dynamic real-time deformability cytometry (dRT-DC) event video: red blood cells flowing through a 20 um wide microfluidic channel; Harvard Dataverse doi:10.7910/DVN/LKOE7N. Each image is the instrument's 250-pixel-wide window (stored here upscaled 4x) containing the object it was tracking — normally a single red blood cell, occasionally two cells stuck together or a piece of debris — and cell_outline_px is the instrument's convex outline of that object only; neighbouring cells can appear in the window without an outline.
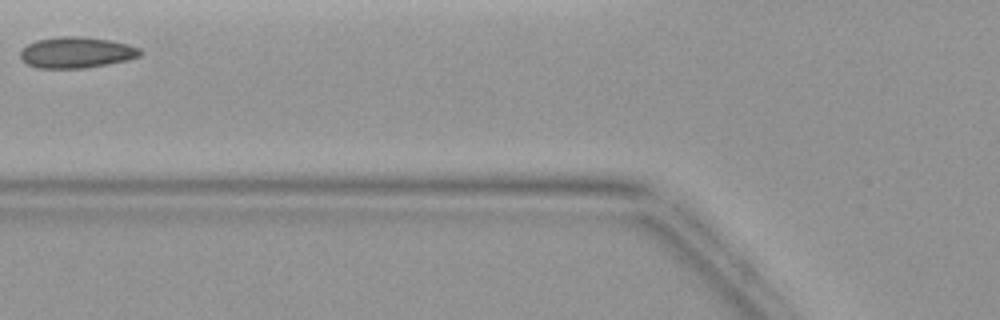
{"species": "common noctule bat (a hibernating species)", "species_latin": "Nyctalus noctula", "temperature_condition": "warm", "stored_images_in_passage": 2, "camera_frame_rate_fps": 3000, "um_per_image_px": 0.085, "animal": {"sex": "female", "body_mass_g": 19.9}, "frame": {"image": 1, "passage_image": 2, "time_ms": 1.333, "image_size_px": [1000, 320], "cell_outline_px": [[144, 52], [140, 56], [128, 60], [84, 68], [36, 68], [28, 64], [20, 56], [20, 48], [36, 40], [60, 36], [76, 36], [108, 40], [128, 44], [140, 48]], "centroid_in_image_um": [6.49, 4.46], "position_along_channel_um": 119.3, "area_um2": 21.68}}